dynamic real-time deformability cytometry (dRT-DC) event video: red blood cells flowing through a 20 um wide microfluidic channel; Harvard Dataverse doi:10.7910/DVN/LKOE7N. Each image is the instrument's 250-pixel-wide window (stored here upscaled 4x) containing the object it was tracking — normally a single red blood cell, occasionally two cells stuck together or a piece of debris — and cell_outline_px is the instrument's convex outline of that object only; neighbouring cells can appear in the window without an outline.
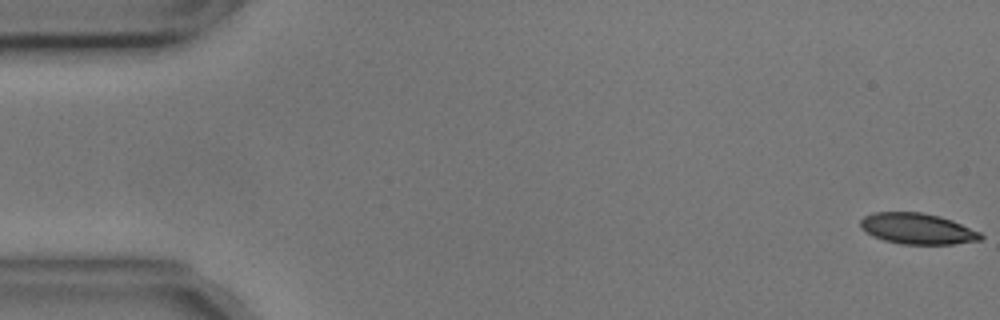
{"species": "common noctule bat (a hibernating species)", "species_latin": "Nyctalus noctula", "temperature_condition": "cold", "stored_images_in_passage": 10, "camera_frame_rate_fps": 3000, "um_per_image_px": 0.085, "animal": {"sex": "male", "body_mass_g": 17.9, "forearm_length_mm": 54.2}, "frame": {"image": 1, "passage_image": 1, "time_ms": 0.0, "image_size_px": [1000, 320], "cell_outline_px": [[984, 236], [980, 240], [952, 244], [900, 244], [884, 240], [872, 236], [860, 228], [860, 220], [864, 216], [872, 212], [920, 212], [940, 216], [952, 220], [980, 232]], "centroid_in_image_um": [77.95, 19.43], "position_along_channel_um": 7.1, "area_um2": 21.73}}